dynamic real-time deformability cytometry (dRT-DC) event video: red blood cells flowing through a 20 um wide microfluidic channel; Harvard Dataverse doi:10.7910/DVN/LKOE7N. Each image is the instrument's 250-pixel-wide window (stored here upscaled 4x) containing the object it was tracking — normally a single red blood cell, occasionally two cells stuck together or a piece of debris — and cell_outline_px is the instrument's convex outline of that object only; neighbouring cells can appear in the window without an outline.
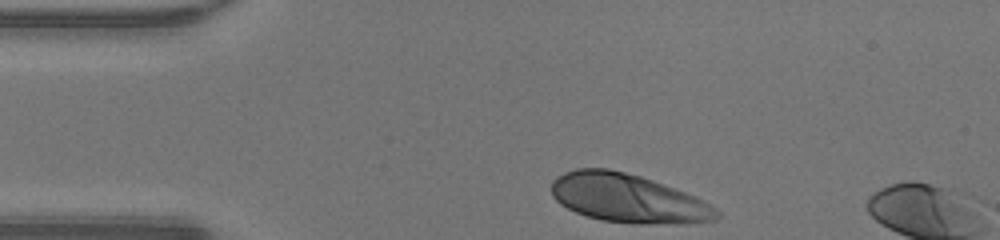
{"species": "human", "species_latin": "Homo sapiens", "temperature_condition": "warm", "stored_images_in_passage": 6, "camera_frame_rate_fps": 3000, "um_per_image_px": 0.085, "donor": {"sex": "male"}, "frame": {"image": 1, "passage_image": 1, "time_ms": 0.0, "image_size_px": [1000, 240], "cell_outline_px": [[720, 216], [716, 220], [640, 224], [600, 220], [576, 212], [560, 204], [552, 196], [552, 180], [564, 172], [576, 168], [608, 168], [640, 176], [652, 180], [684, 192], [716, 208], [720, 212]], "centroid_in_image_um": [53.3, 16.84], "position_along_channel_um": 31.7, "area_um2": 46.07}}